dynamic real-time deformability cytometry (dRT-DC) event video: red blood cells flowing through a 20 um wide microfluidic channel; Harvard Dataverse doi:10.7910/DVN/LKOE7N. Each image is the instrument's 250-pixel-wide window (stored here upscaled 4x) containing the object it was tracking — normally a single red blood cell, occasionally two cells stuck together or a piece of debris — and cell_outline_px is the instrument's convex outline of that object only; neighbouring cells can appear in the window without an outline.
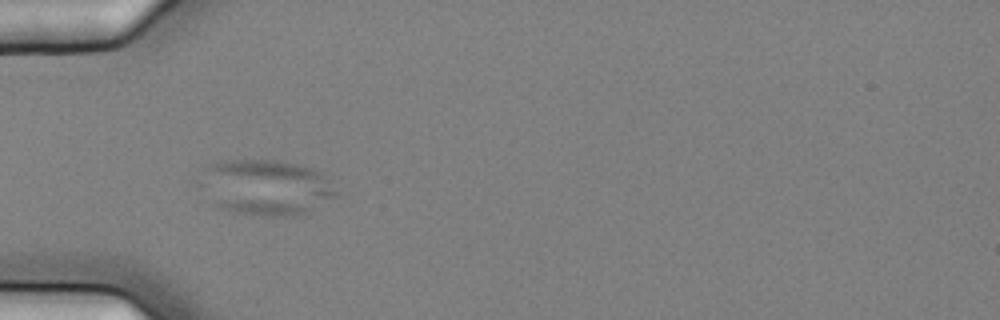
{"species": "common noctule bat (a hibernating species)", "species_latin": "Nyctalus noctula", "temperature_condition": "cold", "stored_images_in_passage": 7, "camera_frame_rate_fps": 3000, "um_per_image_px": 0.085, "animal": {"sex": "female", "body_mass_g": 25.1}, "frame": {"image": 1, "passage_image": 6, "time_ms": 1.667, "image_size_px": [1000, 320], "cell_outline_px": [[340, 196], [296, 216], [264, 216], [236, 212], [212, 204], [192, 184], [192, 180], [208, 164], [224, 160], [276, 160], [300, 164], [312, 168], [320, 172], [340, 192]], "centroid_in_image_um": [22.47, 15.9], "position_along_channel_um": 62.5, "area_um2": 45.49}}
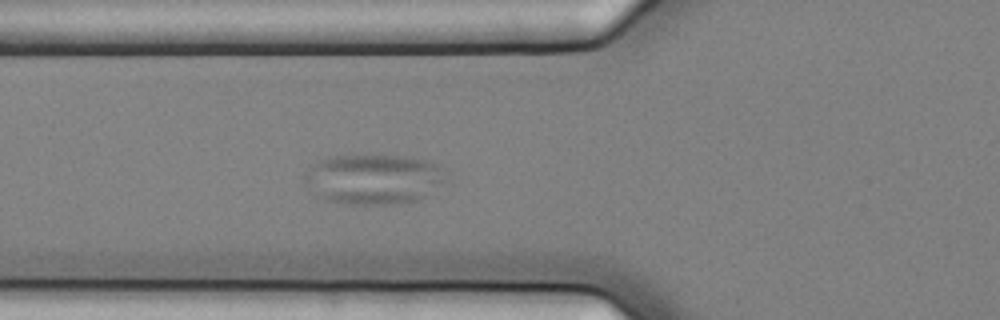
{"frame": {"image": 2, "passage_image": 7, "time_ms": 2.0, "image_size_px": [1000, 320], "cell_outline_px": [[448, 168], [444, 180], [424, 196], [416, 200], [396, 204], [348, 204], [324, 200], [316, 196], [300, 180], [320, 160], [328, 156], [400, 156], [424, 160], [440, 164]], "centroid_in_image_um": [31.73, 15.23], "position_along_channel_um": 94.1, "area_um2": 41.21}}